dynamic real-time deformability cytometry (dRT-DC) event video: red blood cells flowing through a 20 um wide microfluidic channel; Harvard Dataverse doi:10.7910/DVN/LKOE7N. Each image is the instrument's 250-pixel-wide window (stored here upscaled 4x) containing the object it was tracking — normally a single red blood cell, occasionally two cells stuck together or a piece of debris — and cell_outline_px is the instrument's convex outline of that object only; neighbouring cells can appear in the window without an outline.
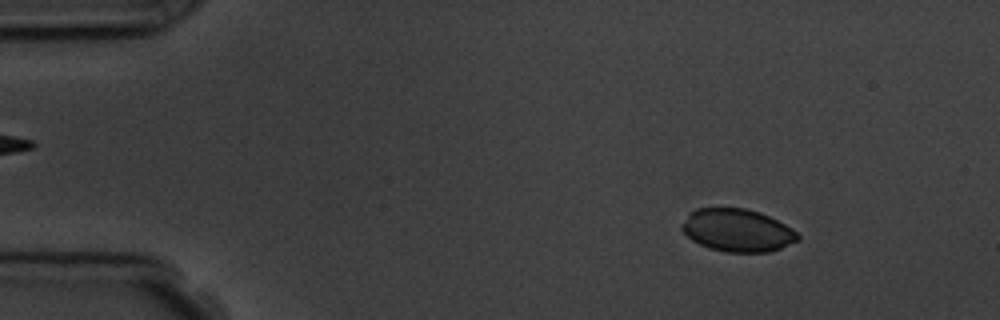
{"species": "common noctule bat (a hibernating species)", "species_latin": "Nyctalus noctula", "temperature_condition": "room temperature", "stored_images_in_passage": 7, "camera_frame_rate_fps": 3000, "um_per_image_px": 0.085, "animal": {"sex": "male", "body_mass_g": 19.5, "forearm_length_mm": 54.6}, "frame": {"image": 1, "passage_image": 2, "time_ms": 1.0, "image_size_px": [1000, 320], "cell_outline_px": [[800, 240], [780, 248], [768, 252], [728, 252], [708, 248], [692, 240], [680, 228], [680, 224], [688, 212], [696, 208], [744, 208], [760, 212], [792, 228], [800, 236]], "centroid_in_image_um": [62.64, 19.57], "position_along_channel_um": 22.4, "area_um2": 28.96}}